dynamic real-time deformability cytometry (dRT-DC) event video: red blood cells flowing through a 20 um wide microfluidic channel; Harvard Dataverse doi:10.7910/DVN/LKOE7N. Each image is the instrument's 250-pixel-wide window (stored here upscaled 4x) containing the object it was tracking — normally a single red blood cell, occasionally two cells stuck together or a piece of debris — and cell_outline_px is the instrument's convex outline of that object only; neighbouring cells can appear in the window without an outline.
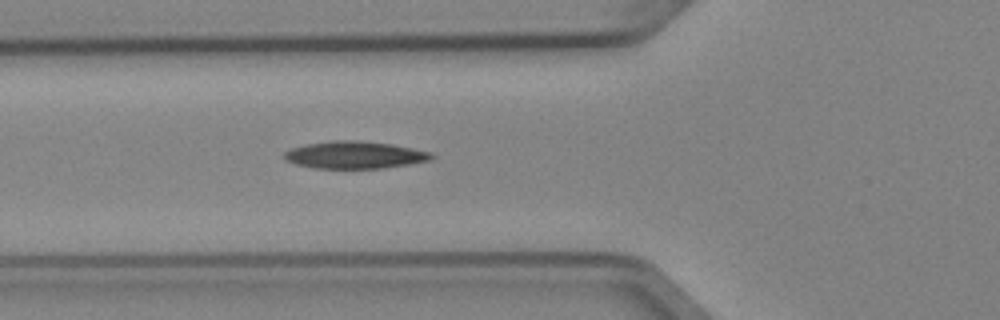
{"species": "Egyptian fruit bat (a non-hibernating species)", "species_latin": "Rousettus aegyptiacus", "temperature_condition": "cold", "stored_images_in_passage": 6, "camera_frame_rate_fps": 3000, "um_per_image_px": 0.085, "animal": {"sex": "female"}, "frame": {"image": 1, "passage_image": 6, "time_ms": 1.667, "image_size_px": [1000, 320], "cell_outline_px": [[436, 156], [428, 160], [408, 164], [384, 168], [316, 168], [296, 164], [284, 160], [284, 152], [292, 148], [304, 144], [332, 140], [360, 140], [392, 144], [432, 152]], "centroid_in_image_um": [30.14, 13.16], "position_along_channel_um": 95.7, "area_um2": 23.47}}